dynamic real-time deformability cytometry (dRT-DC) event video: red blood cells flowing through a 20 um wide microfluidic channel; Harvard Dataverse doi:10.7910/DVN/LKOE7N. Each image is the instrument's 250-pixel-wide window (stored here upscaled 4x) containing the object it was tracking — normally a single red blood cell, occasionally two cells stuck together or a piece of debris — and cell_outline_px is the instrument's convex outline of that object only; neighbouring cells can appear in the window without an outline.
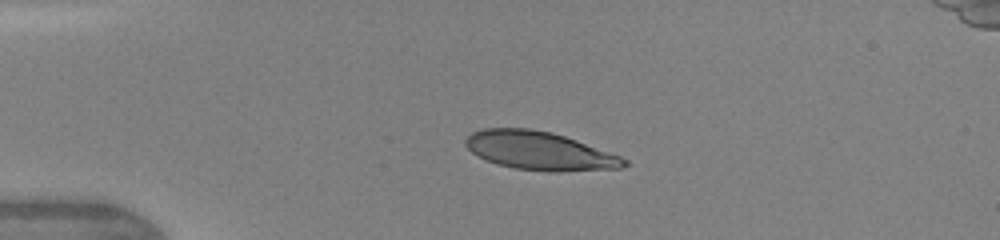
{"species": "human", "species_latin": "Homo sapiens", "temperature_condition": "warm", "stored_images_in_passage": 10, "camera_frame_rate_fps": 3000, "um_per_image_px": 0.085, "donor": {"sex": "female"}, "frame": {"image": 1, "passage_image": 4, "time_ms": 2.333, "image_size_px": [1000, 240], "cell_outline_px": [[628, 164], [620, 168], [560, 172], [548, 172], [516, 168], [496, 164], [472, 152], [464, 144], [464, 140], [472, 132], [484, 128], [528, 128], [552, 132], [576, 140], [620, 156], [628, 160]], "centroid_in_image_um": [45.86, 12.82], "position_along_channel_um": 39.1, "area_um2": 35.32}}